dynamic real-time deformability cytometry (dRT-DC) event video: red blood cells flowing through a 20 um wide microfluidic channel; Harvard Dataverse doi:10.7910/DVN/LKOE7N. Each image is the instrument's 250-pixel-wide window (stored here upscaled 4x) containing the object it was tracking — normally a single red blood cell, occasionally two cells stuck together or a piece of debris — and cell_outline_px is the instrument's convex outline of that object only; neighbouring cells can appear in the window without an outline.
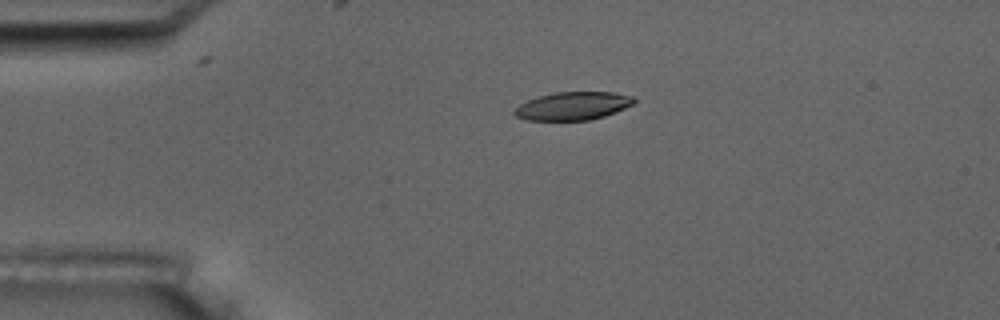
{"species": "common noctule bat (a hibernating species)", "species_latin": "Nyctalus noctula", "temperature_condition": "room temperature", "stored_images_in_passage": 3, "camera_frame_rate_fps": 3000, "um_per_image_px": 0.085, "animal": {"sex": "male", "body_mass_g": 17.5, "forearm_length_mm": 52.3}, "frame": {"image": 1, "passage_image": 2, "time_ms": 1.333, "image_size_px": [1000, 320], "cell_outline_px": [[636, 100], [632, 104], [616, 112], [604, 116], [588, 120], [528, 120], [516, 116], [512, 112], [520, 104], [528, 100], [540, 96], [556, 92], [612, 92], [632, 96]], "centroid_in_image_um": [48.7, 9.0], "position_along_channel_um": 36.3, "area_um2": 19.36}}